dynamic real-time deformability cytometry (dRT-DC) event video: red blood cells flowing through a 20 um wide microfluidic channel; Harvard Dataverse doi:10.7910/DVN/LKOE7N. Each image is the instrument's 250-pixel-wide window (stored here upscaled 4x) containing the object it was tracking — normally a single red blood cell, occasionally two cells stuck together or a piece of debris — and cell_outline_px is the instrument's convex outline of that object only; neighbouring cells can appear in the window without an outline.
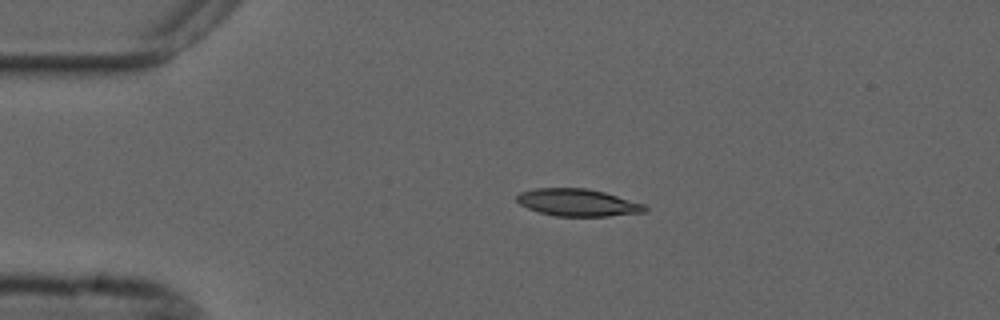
{"species": "common noctule bat (a hibernating species)", "species_latin": "Nyctalus noctula", "temperature_condition": "cold", "stored_images_in_passage": 44, "camera_frame_rate_fps": 3000, "um_per_image_px": 0.085, "animal": {"sex": "male", "forearm_length_mm": 52.5}, "frame": {"image": 1, "passage_image": 1, "time_ms": 0.0, "image_size_px": [1000, 320], "cell_outline_px": [[648, 208], [644, 212], [608, 216], [556, 216], [540, 212], [528, 208], [520, 204], [516, 200], [516, 196], [520, 192], [536, 188], [588, 188], [604, 192], [644, 204]], "centroid_in_image_um": [49.09, 17.21], "position_along_channel_um": 35.9, "area_um2": 20.23}}
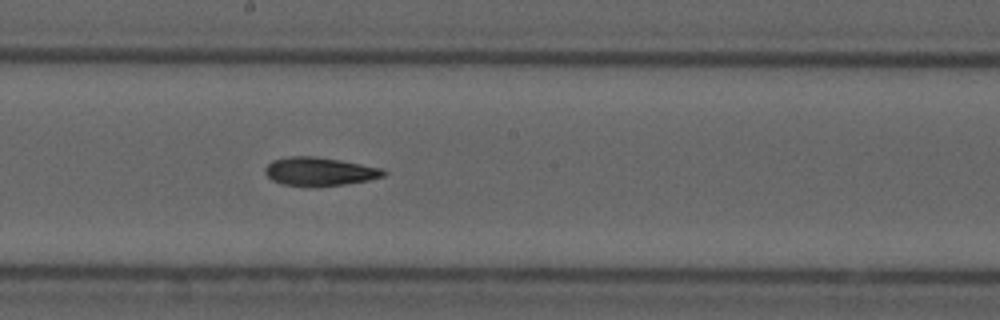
{"frame": {"image": 2, "passage_image": 19, "time_ms": 6.0, "image_size_px": [1000, 320], "cell_outline_px": [[388, 172], [384, 176], [368, 180], [344, 184], [316, 188], [284, 184], [272, 180], [264, 172], [264, 168], [272, 160], [288, 156], [316, 156], [340, 160], [384, 168]], "centroid_in_image_um": [27.17, 14.58], "position_along_channel_um": 221.0, "area_um2": 20.0}}
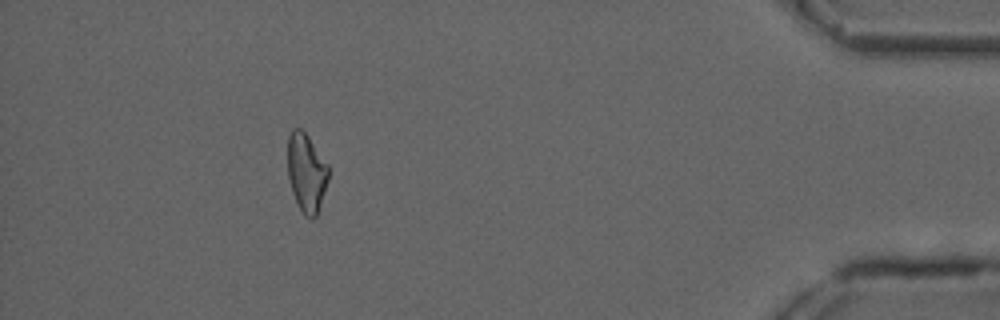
{"frame": {"image": 3, "passage_image": 39, "time_ms": 12.667, "image_size_px": [1000, 320], "cell_outline_px": [[328, 180], [316, 216], [312, 220], [304, 216], [292, 192], [288, 176], [288, 136], [292, 128], [300, 128], [308, 136], [328, 164]], "centroid_in_image_um": [26.04, 14.66], "position_along_channel_um": 409.2, "area_um2": 18.55}, "authors_computed_cell_mechanics": {"area_um2": 19.6809, "velocity_mm_per_s": 3.6976, "shape_relaxation_time_tau1_ms": 7.9955, "shape_relaxation_time_tau2_ms": 6.4321, "deformation_change_tau1": 0.1795, "deformation_change_tau2": 0.1582}}